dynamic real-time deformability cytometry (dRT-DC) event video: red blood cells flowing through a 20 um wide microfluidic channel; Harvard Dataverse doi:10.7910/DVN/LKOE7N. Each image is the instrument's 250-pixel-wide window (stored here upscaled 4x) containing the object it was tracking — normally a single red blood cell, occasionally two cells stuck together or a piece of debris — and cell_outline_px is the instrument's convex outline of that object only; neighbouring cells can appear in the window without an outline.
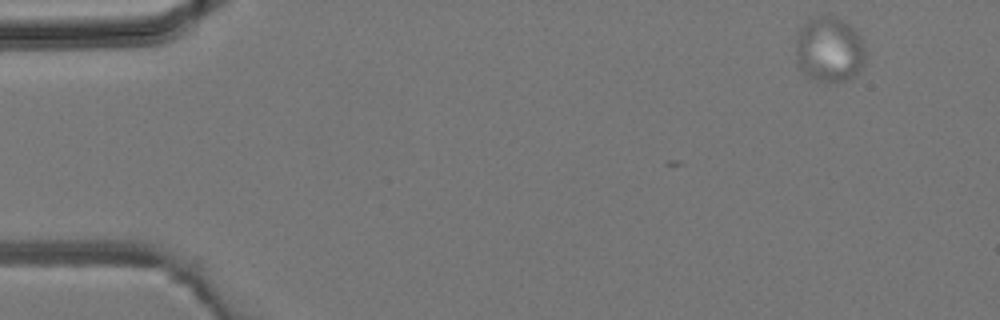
{"species": "common noctule bat (a hibernating species)", "species_latin": "Nyctalus noctula", "temperature_condition": "room temperature", "stored_images_in_passage": 8, "camera_frame_rate_fps": 3000, "um_per_image_px": 0.085, "animal": {"sex": "male", "body_mass_g": 19.2, "forearm_length_mm": 51.8}, "frame": {"image": 1, "passage_image": 1, "time_ms": 0.0, "image_size_px": [1000, 320], "cell_outline_px": [[864, 64], [856, 76], [848, 80], [832, 84], [808, 80], [804, 76], [796, 64], [796, 40], [800, 28], [812, 16], [828, 12], [852, 24], [856, 28], [860, 36], [864, 48]], "centroid_in_image_um": [70.47, 4.22], "position_along_channel_um": 14.5, "area_um2": 28.03}}